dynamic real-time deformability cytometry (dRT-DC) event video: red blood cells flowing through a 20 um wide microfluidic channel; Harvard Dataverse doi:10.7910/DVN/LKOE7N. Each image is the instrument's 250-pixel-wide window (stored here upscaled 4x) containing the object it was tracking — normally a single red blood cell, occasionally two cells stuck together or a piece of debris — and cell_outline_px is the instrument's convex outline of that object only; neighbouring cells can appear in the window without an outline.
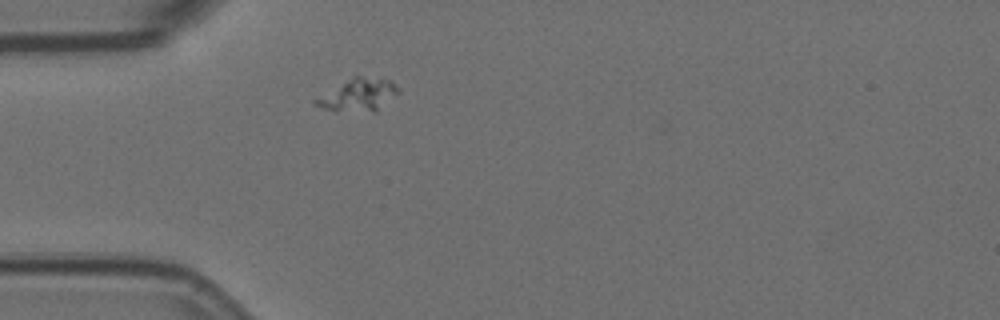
{"species": "Egyptian fruit bat (a non-hibernating species)", "species_latin": "Rousettus aegyptiacus", "temperature_condition": "room temperature", "stored_images_in_passage": 1, "camera_frame_rate_fps": 3000, "um_per_image_px": 0.085, "animal": {"sex": "female"}, "frame": {"image": 1, "passage_image": 1, "time_ms": 0.0, "image_size_px": [1000, 320], "cell_outline_px": [[400, 92], [376, 112], [336, 112], [312, 104], [312, 100], [352, 76], [364, 76], [392, 80], [396, 84]], "centroid_in_image_um": [30.45, 8.08], "position_along_channel_um": 54.5, "area_um2": 16.07}}